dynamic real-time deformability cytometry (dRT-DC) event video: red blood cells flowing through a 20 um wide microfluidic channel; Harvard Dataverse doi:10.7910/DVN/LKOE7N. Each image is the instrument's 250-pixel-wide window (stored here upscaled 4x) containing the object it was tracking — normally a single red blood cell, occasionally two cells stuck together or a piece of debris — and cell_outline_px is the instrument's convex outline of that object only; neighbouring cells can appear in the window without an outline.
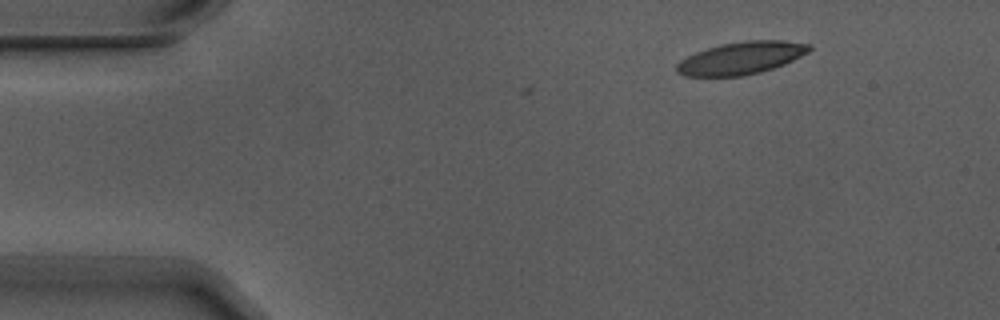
{"species": "Egyptian fruit bat (a non-hibernating species)", "species_latin": "Rousettus aegyptiacus", "temperature_condition": "warm", "stored_images_in_passage": 3, "camera_frame_rate_fps": 3000, "um_per_image_px": 0.085, "animal": {"sex": "male"}, "frame": {"image": 1, "passage_image": 3, "time_ms": 0.667, "image_size_px": [1000, 320], "cell_outline_px": [[812, 48], [808, 52], [784, 64], [760, 72], [744, 76], [684, 76], [676, 72], [676, 64], [680, 60], [696, 52], [720, 44], [744, 40], [784, 40], [812, 44]], "centroid_in_image_um": [63.0, 4.93], "position_along_channel_um": 22.0, "area_um2": 25.14}}